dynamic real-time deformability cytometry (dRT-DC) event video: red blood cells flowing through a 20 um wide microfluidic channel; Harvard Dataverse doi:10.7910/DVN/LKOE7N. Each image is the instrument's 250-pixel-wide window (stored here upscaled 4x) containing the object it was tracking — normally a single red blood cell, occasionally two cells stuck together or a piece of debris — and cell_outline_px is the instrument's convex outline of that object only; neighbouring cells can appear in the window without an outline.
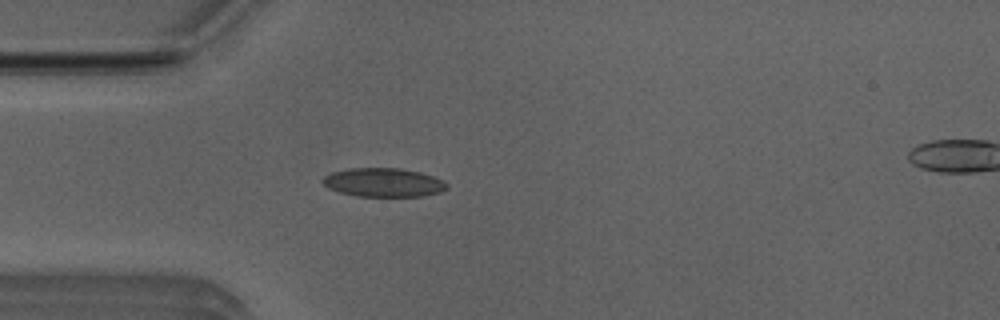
{"species": "Egyptian fruit bat (a non-hibernating species)", "species_latin": "Rousettus aegyptiacus", "temperature_condition": "room temperature", "stored_images_in_passage": 40, "camera_frame_rate_fps": 3000, "um_per_image_px": 0.085, "animal": {"sex": "male"}, "frame": {"image": 1, "passage_image": 3, "time_ms": 0.667, "image_size_px": [1000, 320], "cell_outline_px": [[448, 188], [440, 192], [420, 196], [356, 196], [340, 192], [328, 188], [320, 180], [324, 176], [332, 172], [348, 168], [400, 168], [420, 172], [432, 176], [448, 184]], "centroid_in_image_um": [32.56, 15.5], "position_along_channel_um": 52.4, "area_um2": 20.75}}
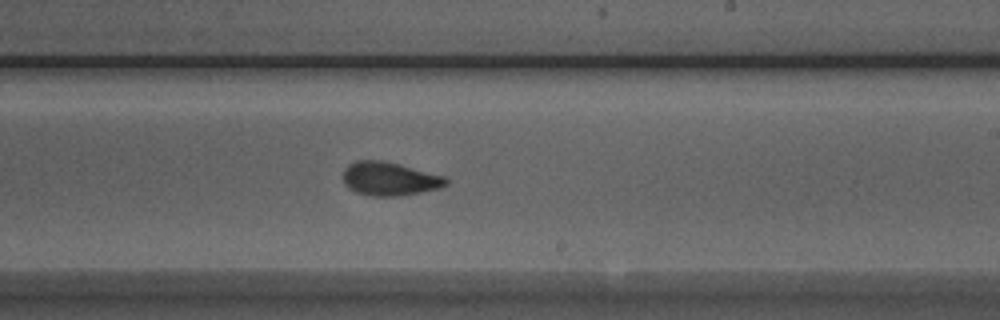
{"frame": {"image": 2, "passage_image": 19, "time_ms": 6.0, "image_size_px": [1000, 320], "cell_outline_px": [[448, 184], [440, 188], [400, 196], [368, 196], [356, 192], [348, 188], [344, 184], [344, 168], [348, 164], [356, 160], [384, 160], [444, 176], [448, 180]], "centroid_in_image_um": [33.09, 15.2], "position_along_channel_um": 255.9, "area_um2": 20.23}}
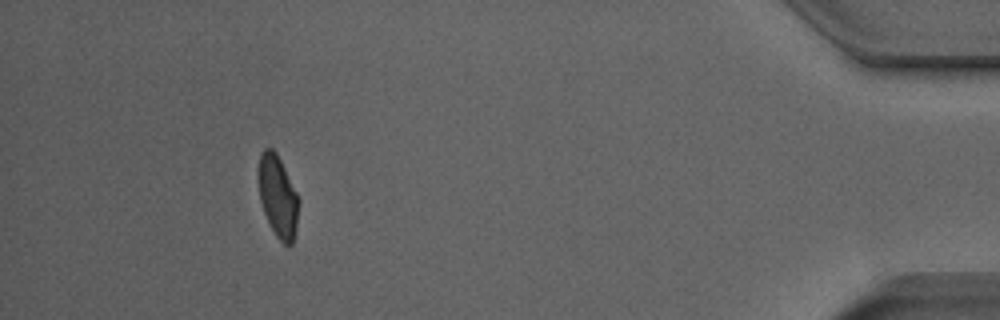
{"frame": {"image": 3, "passage_image": 36, "time_ms": 11.667, "image_size_px": [1000, 320], "cell_outline_px": [[300, 204], [296, 228], [292, 244], [288, 248], [276, 236], [264, 212], [260, 200], [260, 156], [264, 148], [272, 148], [276, 152], [300, 200]], "centroid_in_image_um": [23.66, 16.75], "position_along_channel_um": 411.5, "area_um2": 18.73}, "authors_computed_cell_mechanics": {"area_um2": 19.8543, "velocity_mm_per_s": 3.9273, "shape_relaxation_time_tau1_ms": 3.3839, "shape_relaxation_time_tau2_ms": 1.4146, "deformation_change_tau1": 0.1227, "deformation_change_tau2": 0.0641}}